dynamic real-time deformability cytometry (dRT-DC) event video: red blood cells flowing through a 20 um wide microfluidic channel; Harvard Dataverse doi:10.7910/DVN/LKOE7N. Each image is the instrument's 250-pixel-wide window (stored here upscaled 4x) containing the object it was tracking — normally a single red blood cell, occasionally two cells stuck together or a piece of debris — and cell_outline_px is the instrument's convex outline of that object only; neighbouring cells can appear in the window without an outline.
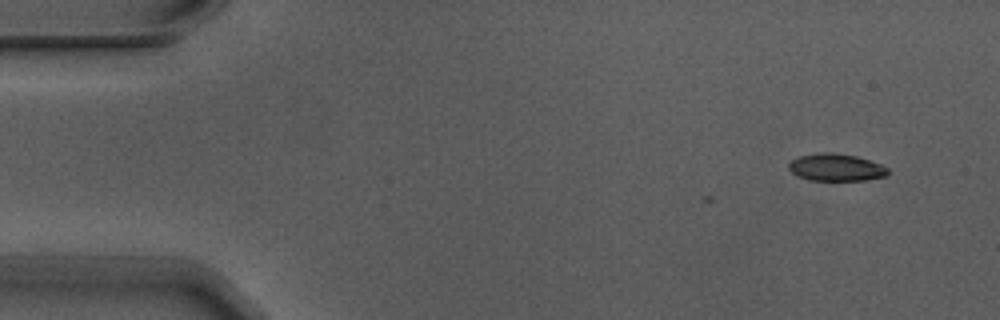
{"species": "Egyptian fruit bat (a non-hibernating species)", "species_latin": "Rousettus aegyptiacus", "temperature_condition": "warm", "stored_images_in_passage": 5, "camera_frame_rate_fps": 3000, "um_per_image_px": 0.085, "animal": {"sex": "male"}, "frame": {"image": 1, "passage_image": 1, "time_ms": 0.0, "image_size_px": [1000, 320], "cell_outline_px": [[888, 176], [864, 180], [808, 180], [792, 172], [788, 168], [788, 164], [792, 160], [800, 156], [824, 152], [832, 152], [856, 156], [880, 164], [888, 168]], "centroid_in_image_um": [71.08, 14.23], "position_along_channel_um": 13.9, "area_um2": 15.61}}
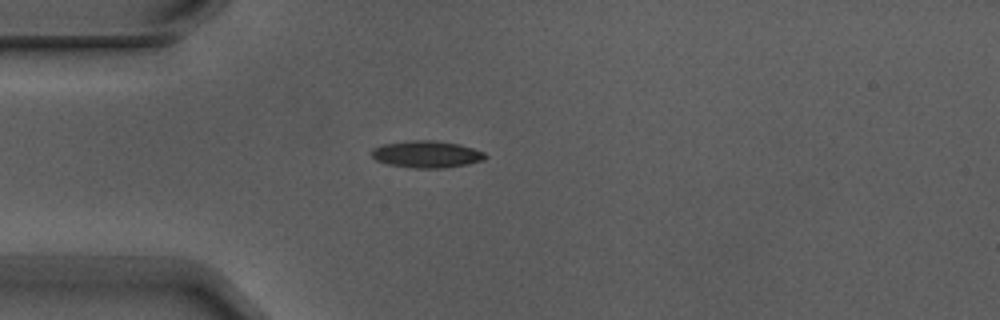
{"frame": {"image": 2, "passage_image": 4, "time_ms": 1.0, "image_size_px": [1000, 320], "cell_outline_px": [[488, 156], [484, 160], [468, 164], [440, 168], [412, 168], [388, 164], [376, 160], [372, 156], [372, 148], [384, 144], [412, 140], [436, 140], [460, 144], [484, 152]], "centroid_in_image_um": [36.28, 13.11], "position_along_channel_um": 48.7, "area_um2": 17.86}}